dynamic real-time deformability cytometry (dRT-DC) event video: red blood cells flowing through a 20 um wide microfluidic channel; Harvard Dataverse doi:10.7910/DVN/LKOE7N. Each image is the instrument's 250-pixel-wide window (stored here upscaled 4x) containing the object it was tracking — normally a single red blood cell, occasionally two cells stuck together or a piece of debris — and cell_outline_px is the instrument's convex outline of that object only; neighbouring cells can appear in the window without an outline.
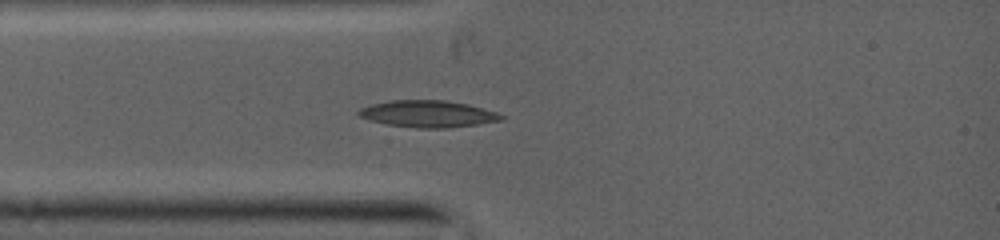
{"species": "common noctule bat (a hibernating species)", "species_latin": "Nyctalus noctula", "temperature_condition": "warm", "stored_images_in_passage": 16, "camera_frame_rate_fps": 5000, "um_per_image_px": 0.085, "animal": {"sex": "female", "body_mass_g": 19.0, "forearm_length_mm": 53.3}, "frame": {"image": 1, "passage_image": 1, "time_ms": 0.0, "image_size_px": [1000, 240], "cell_outline_px": [[504, 116], [500, 120], [476, 124], [444, 128], [420, 128], [388, 124], [372, 120], [360, 116], [356, 112], [360, 108], [372, 104], [392, 100], [440, 100], [468, 104], [496, 112]], "centroid_in_image_um": [36.35, 9.67], "position_along_channel_um": 48.6, "area_um2": 21.79}}
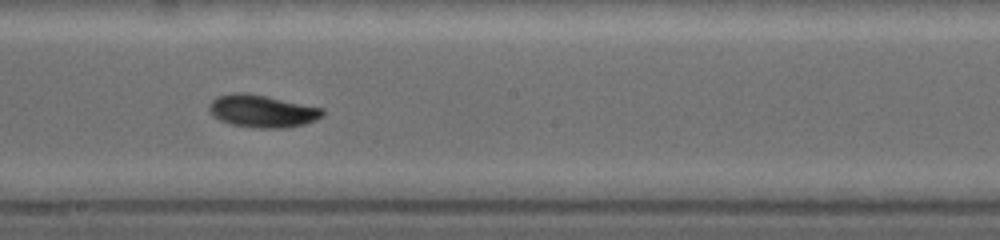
{"frame": {"image": 2, "passage_image": 10, "time_ms": 4.0, "image_size_px": [1000, 240], "cell_outline_px": [[324, 112], [320, 116], [304, 124], [280, 128], [260, 128], [232, 124], [220, 120], [212, 112], [212, 100], [220, 96], [264, 96], [320, 108]], "centroid_in_image_um": [22.34, 9.5], "position_along_channel_um": 225.9, "area_um2": 19.65}}
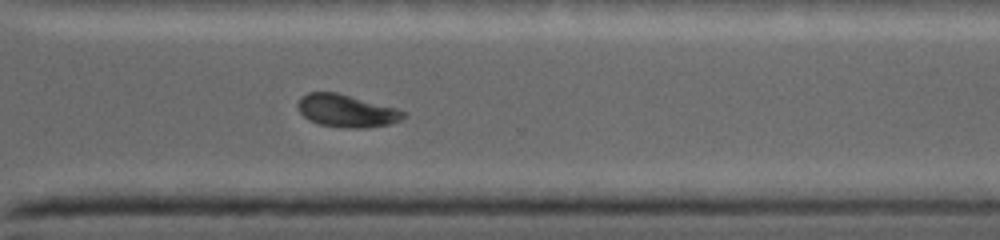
{"frame": {"image": 3, "passage_image": 16, "time_ms": 6.6, "image_size_px": [1000, 240], "cell_outline_px": [[404, 116], [400, 120], [388, 124], [364, 128], [348, 128], [320, 124], [304, 116], [300, 112], [300, 96], [308, 92], [336, 92], [396, 108], [404, 112]], "centroid_in_image_um": [29.46, 9.41], "position_along_channel_um": 341.1, "area_um2": 19.54}}